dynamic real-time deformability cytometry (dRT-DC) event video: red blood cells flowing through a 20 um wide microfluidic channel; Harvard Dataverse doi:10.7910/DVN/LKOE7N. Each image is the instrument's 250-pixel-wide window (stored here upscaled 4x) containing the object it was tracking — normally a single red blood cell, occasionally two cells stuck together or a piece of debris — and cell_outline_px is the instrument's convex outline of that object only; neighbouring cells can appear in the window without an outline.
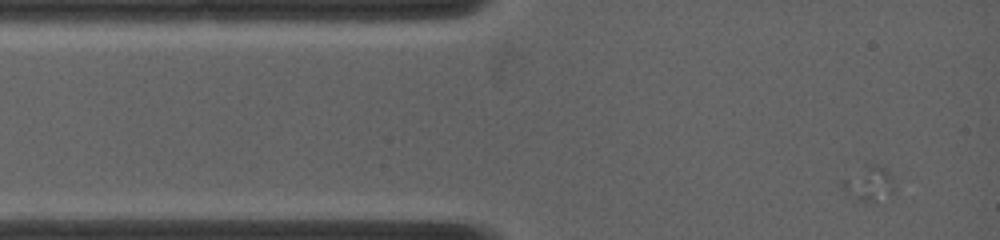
{"species": "common noctule bat (a hibernating species)", "species_latin": "Nyctalus noctula", "temperature_condition": "warm", "stored_images_in_passage": 14, "camera_frame_rate_fps": 5000, "um_per_image_px": 0.085, "animal": {"sex": "female", "body_mass_g": 19.0, "forearm_length_mm": 53.3}, "frame": {"image": 1, "passage_image": 1, "time_ms": 0.0, "image_size_px": [1000, 240], "cell_outline_px": [[896, 192], [876, 204], [860, 200], [840, 188], [840, 180], [864, 164], [876, 164], [884, 168], [892, 176], [896, 188]], "centroid_in_image_um": [73.89, 15.61], "position_along_channel_um": 11.1, "area_um2": 11.16}}
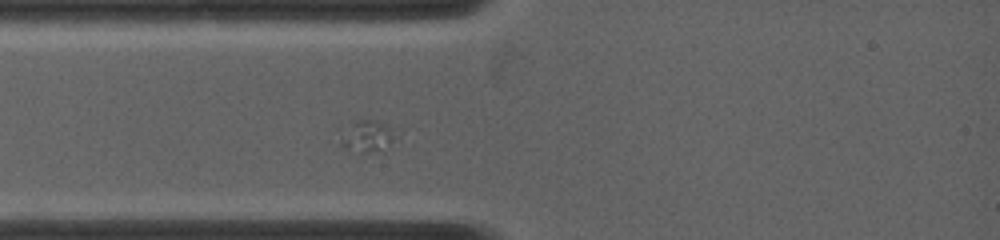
{"frame": {"image": 2, "passage_image": 12, "time_ms": 2.2, "image_size_px": [1000, 240], "cell_outline_px": [[396, 136], [376, 148], [368, 152], [360, 152], [344, 148], [340, 144], [336, 128], [356, 120], [372, 120], [384, 124], [392, 128], [396, 132]], "centroid_in_image_um": [30.97, 11.49], "position_along_channel_um": 54.0, "area_um2": 10.06}}